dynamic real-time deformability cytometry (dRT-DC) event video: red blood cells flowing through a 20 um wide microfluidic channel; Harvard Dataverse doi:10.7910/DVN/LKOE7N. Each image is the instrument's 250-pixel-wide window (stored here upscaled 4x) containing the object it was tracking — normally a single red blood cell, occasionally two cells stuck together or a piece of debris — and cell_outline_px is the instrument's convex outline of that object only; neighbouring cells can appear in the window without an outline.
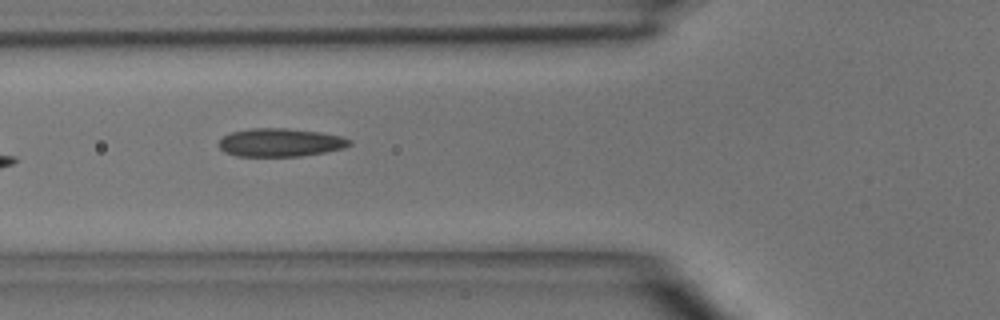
{"species": "common noctule bat (a hibernating species)", "species_latin": "Nyctalus noctula", "temperature_condition": "room temperature", "stored_images_in_passage": 8, "camera_frame_rate_fps": 3000, "um_per_image_px": 0.085, "animal": {"sex": "male", "body_mass_g": 15.6}, "frame": {"image": 1, "passage_image": 5, "time_ms": 5.667, "image_size_px": [1000, 320], "cell_outline_px": [[352, 144], [344, 148], [324, 152], [300, 156], [236, 156], [224, 152], [220, 148], [220, 140], [224, 136], [232, 132], [248, 128], [288, 128], [320, 132], [340, 136], [352, 140]], "centroid_in_image_um": [23.84, 12.11], "position_along_channel_um": 102.0, "area_um2": 21.5}}
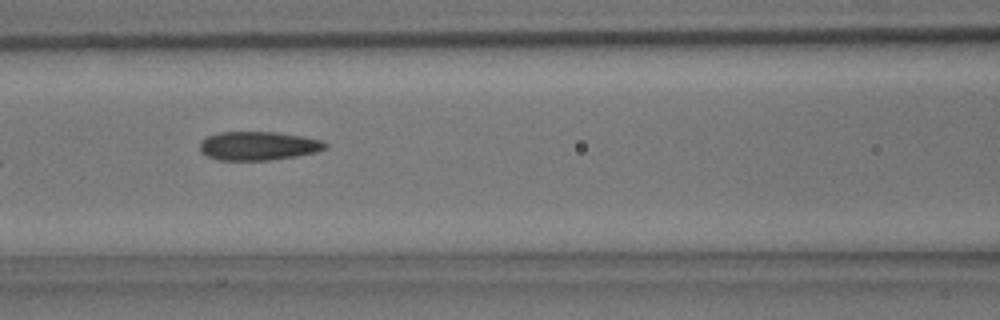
{"frame": {"image": 2, "passage_image": 6, "time_ms": 6.667, "image_size_px": [1000, 320], "cell_outline_px": [[328, 148], [316, 152], [296, 156], [268, 160], [220, 160], [208, 156], [200, 152], [200, 140], [208, 136], [220, 132], [276, 132], [304, 136], [320, 140], [328, 144]], "centroid_in_image_um": [21.96, 12.39], "position_along_channel_um": 144.6, "area_um2": 21.04}}